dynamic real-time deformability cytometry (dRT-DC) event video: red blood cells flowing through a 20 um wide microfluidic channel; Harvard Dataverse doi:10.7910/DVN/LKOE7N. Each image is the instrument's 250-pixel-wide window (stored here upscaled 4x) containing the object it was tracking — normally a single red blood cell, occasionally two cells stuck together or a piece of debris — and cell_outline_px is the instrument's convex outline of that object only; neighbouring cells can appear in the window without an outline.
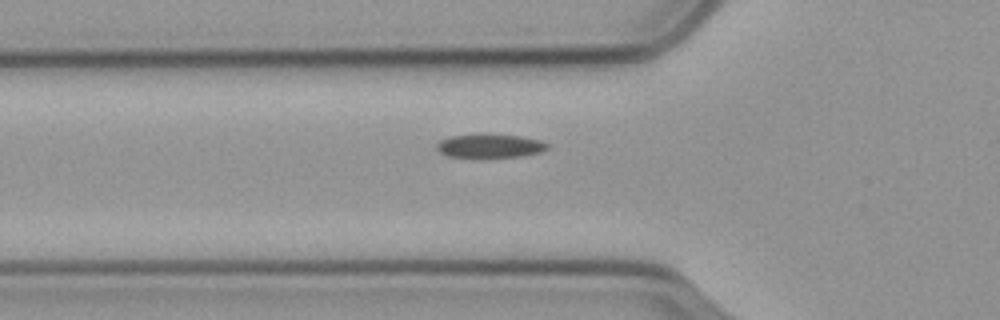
{"species": "common noctule bat (a hibernating species)", "species_latin": "Nyctalus noctula", "temperature_condition": "cold", "stored_images_in_passage": 35, "camera_frame_rate_fps": 3000, "um_per_image_px": 0.085, "animal": {"sex": "male", "body_mass_g": 23.1, "forearm_length_mm": 52.7}, "frame": {"image": 1, "passage_image": 3, "time_ms": 0.667, "image_size_px": [1000, 320], "cell_outline_px": [[548, 148], [540, 152], [520, 156], [448, 156], [440, 152], [436, 148], [436, 144], [440, 140], [452, 136], [480, 132], [484, 132], [520, 136], [540, 140], [548, 144]], "centroid_in_image_um": [41.62, 12.35], "position_along_channel_um": 84.2, "area_um2": 15.32}}
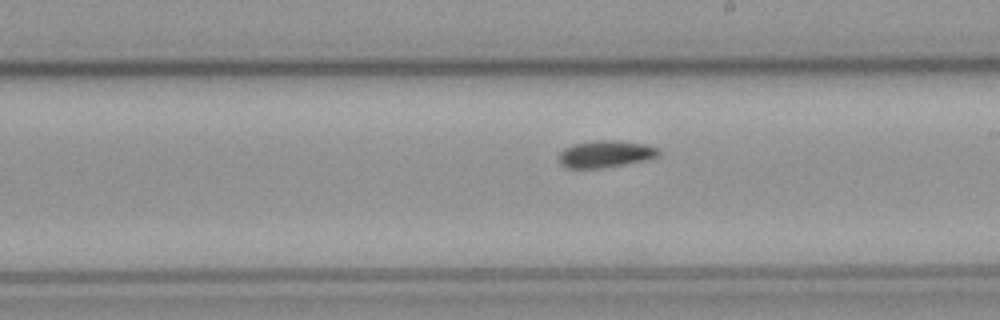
{"frame": {"image": 2, "passage_image": 16, "time_ms": 5.0, "image_size_px": [1000, 320], "cell_outline_px": [[660, 156], [652, 160], [600, 168], [568, 168], [560, 164], [560, 152], [564, 148], [572, 144], [596, 140], [616, 140], [644, 144], [660, 148]], "centroid_in_image_um": [51.54, 13.09], "position_along_channel_um": 237.5, "area_um2": 15.95}}
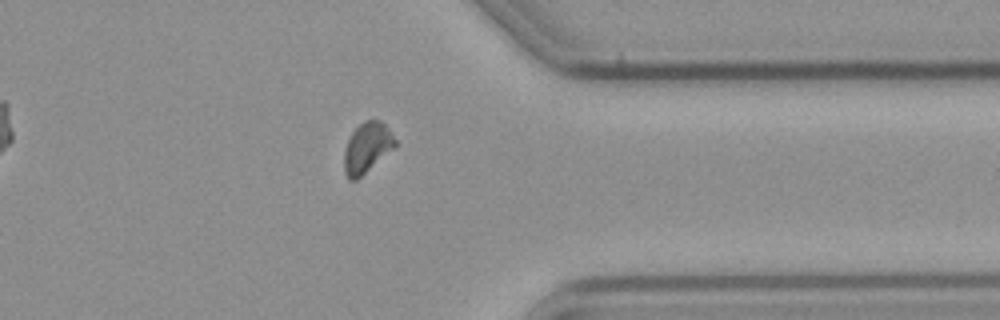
{"frame": {"image": 3, "passage_image": 29, "time_ms": 9.333, "image_size_px": [1000, 320], "cell_outline_px": [[396, 148], [356, 180], [348, 180], [344, 172], [344, 152], [348, 140], [352, 132], [360, 124], [368, 120], [380, 120], [388, 128], [396, 140]], "centroid_in_image_um": [31.21, 12.58], "position_along_channel_um": 380.2, "area_um2": 14.97}, "authors_computed_cell_mechanics": {"area_um2": 15.2592, "velocity_mm_per_s": 3.5195, "shape_relaxation_time_tau1_ms": 6.5954, "shape_relaxation_time_tau2_ms": 7.1629, "deformation_change_tau1": 0.1065, "deformation_change_tau2": 0.0912}}